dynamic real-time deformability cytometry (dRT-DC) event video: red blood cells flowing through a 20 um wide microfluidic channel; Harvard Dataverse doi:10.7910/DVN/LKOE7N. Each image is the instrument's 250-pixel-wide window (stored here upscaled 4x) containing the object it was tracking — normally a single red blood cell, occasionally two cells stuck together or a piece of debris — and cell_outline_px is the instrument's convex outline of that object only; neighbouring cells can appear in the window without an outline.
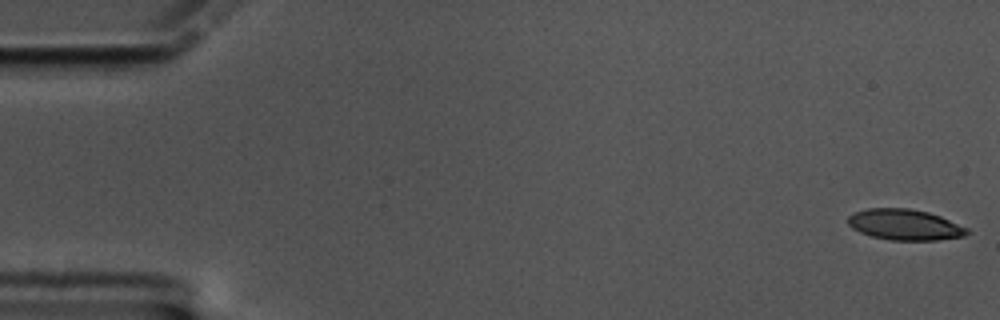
{"species": "common noctule bat (a hibernating species)", "species_latin": "Nyctalus noctula", "temperature_condition": "cold", "stored_images_in_passage": 18, "camera_frame_rate_fps": 3000, "um_per_image_px": 0.085, "animal": {"sex": "male", "body_mass_g": 17.5, "forearm_length_mm": 52.3}, "frame": {"image": 1, "passage_image": 1, "time_ms": 0.0, "image_size_px": [1000, 320], "cell_outline_px": [[972, 232], [964, 236], [936, 240], [888, 240], [872, 236], [860, 232], [852, 228], [848, 224], [848, 216], [852, 212], [868, 208], [908, 208], [928, 212], [940, 216], [968, 228]], "centroid_in_image_um": [76.9, 19.09], "position_along_channel_um": 8.1, "area_um2": 21.5}}
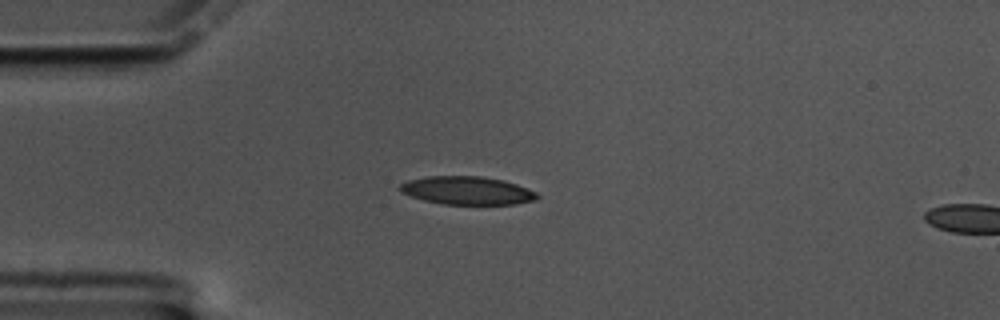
{"frame": {"image": 2, "passage_image": 15, "time_ms": 4.667, "image_size_px": [1000, 320], "cell_outline_px": [[540, 196], [536, 200], [516, 204], [444, 204], [424, 200], [400, 192], [396, 188], [400, 184], [408, 180], [428, 176], [480, 176], [504, 180], [516, 184], [536, 192]], "centroid_in_image_um": [39.69, 16.19], "position_along_channel_um": 45.3, "area_um2": 22.54}}